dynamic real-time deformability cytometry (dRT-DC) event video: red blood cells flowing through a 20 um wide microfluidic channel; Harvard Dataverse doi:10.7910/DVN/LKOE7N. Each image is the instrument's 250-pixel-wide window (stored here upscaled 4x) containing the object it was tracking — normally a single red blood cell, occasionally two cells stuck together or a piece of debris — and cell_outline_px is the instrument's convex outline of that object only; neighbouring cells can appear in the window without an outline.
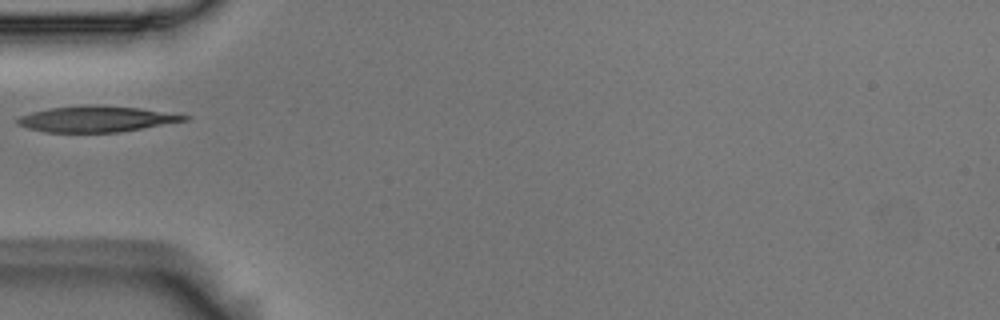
{"species": "Egyptian fruit bat (a non-hibernating species)", "species_latin": "Rousettus aegyptiacus", "temperature_condition": "room temperature", "stored_images_in_passage": 37, "camera_frame_rate_fps": 3000, "um_per_image_px": 0.085, "animal": {"sex": "male"}, "frame": {"image": 1, "passage_image": 1, "time_ms": 0.0, "image_size_px": [1000, 320], "cell_outline_px": [[192, 116], [188, 120], [120, 132], [44, 132], [28, 128], [20, 124], [16, 120], [20, 116], [32, 112], [48, 108], [84, 104], [100, 104], [140, 108]], "centroid_in_image_um": [8.21, 10.1], "position_along_channel_um": 76.8, "area_um2": 25.32}}
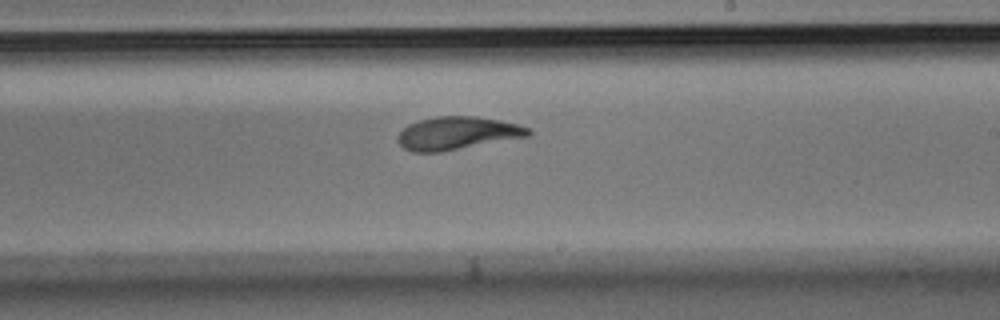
{"frame": {"image": 2, "passage_image": 15, "time_ms": 4.667, "image_size_px": [1000, 320], "cell_outline_px": [[532, 136], [440, 152], [412, 152], [404, 148], [396, 140], [400, 132], [408, 124], [420, 120], [436, 116], [476, 116], [500, 120], [532, 128]], "centroid_in_image_um": [38.91, 11.32], "position_along_channel_um": 250.1, "area_um2": 25.26}}
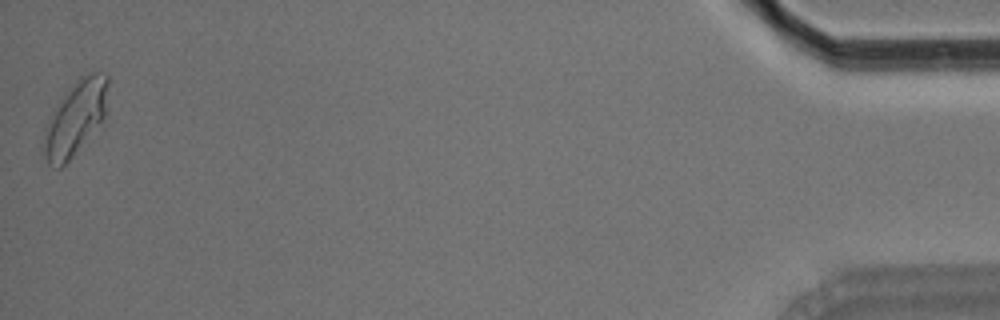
{"frame": {"image": 3, "passage_image": 37, "time_ms": 12.0, "image_size_px": [1000, 320], "cell_outline_px": [[108, 80], [104, 116], [72, 156], [60, 168], [56, 168], [48, 164], [44, 156], [40, 144], [44, 128], [48, 120], [76, 80], [80, 76], [92, 72], [104, 72], [108, 76]], "centroid_in_image_um": [6.35, 10.06], "position_along_channel_um": 428.8, "area_um2": 26.93}}